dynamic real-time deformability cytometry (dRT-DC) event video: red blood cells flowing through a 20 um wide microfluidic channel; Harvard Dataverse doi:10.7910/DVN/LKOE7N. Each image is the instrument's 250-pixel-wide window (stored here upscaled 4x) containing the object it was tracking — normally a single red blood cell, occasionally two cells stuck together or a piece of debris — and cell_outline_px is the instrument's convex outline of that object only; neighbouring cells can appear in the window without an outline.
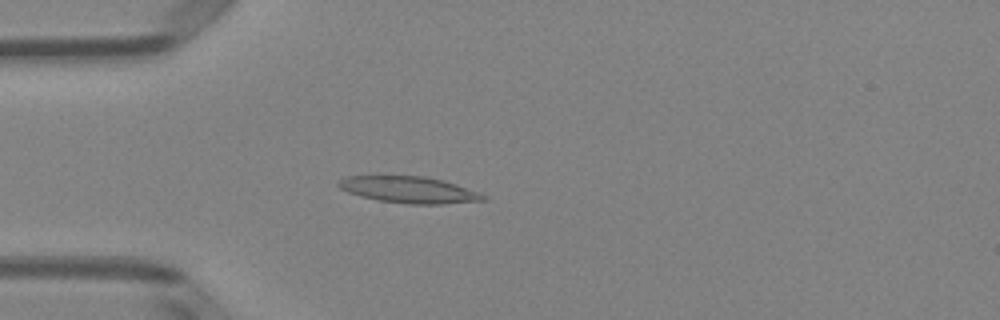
{"species": "Egyptian fruit bat (a non-hibernating species)", "species_latin": "Rousettus aegyptiacus", "temperature_condition": "room temperature", "stored_images_in_passage": 51, "camera_frame_rate_fps": 3000, "um_per_image_px": 0.085, "animal": {"sex": "female"}, "frame": {"image": 1, "passage_image": 14, "time_ms": 4.333, "image_size_px": [1000, 320], "cell_outline_px": [[488, 200], [444, 204], [408, 204], [380, 200], [360, 196], [348, 192], [340, 188], [336, 184], [336, 180], [348, 176], [380, 172], [384, 172], [424, 176], [444, 180], [456, 184], [488, 196]], "centroid_in_image_um": [34.67, 16.07], "position_along_channel_um": 50.3, "area_um2": 23.58}}
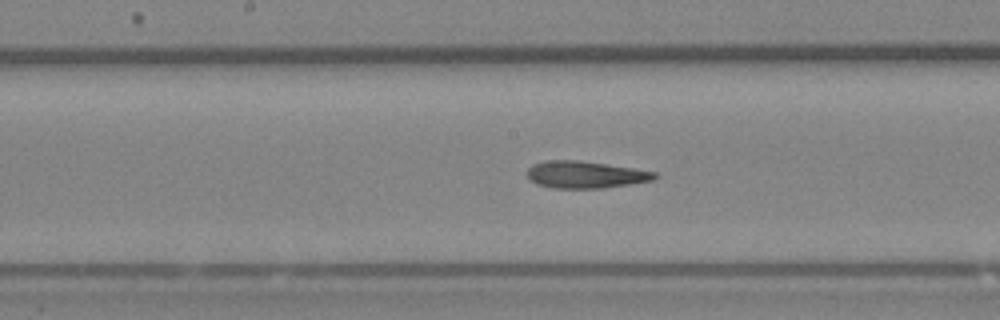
{"frame": {"image": 2, "passage_image": 26, "time_ms": 8.333, "image_size_px": [1000, 320], "cell_outline_px": [[660, 176], [652, 180], [604, 188], [552, 188], [536, 184], [528, 180], [528, 168], [532, 164], [544, 160], [580, 160], [636, 168], [656, 172]], "centroid_in_image_um": [49.74, 14.83], "position_along_channel_um": 198.5, "area_um2": 20.35}}
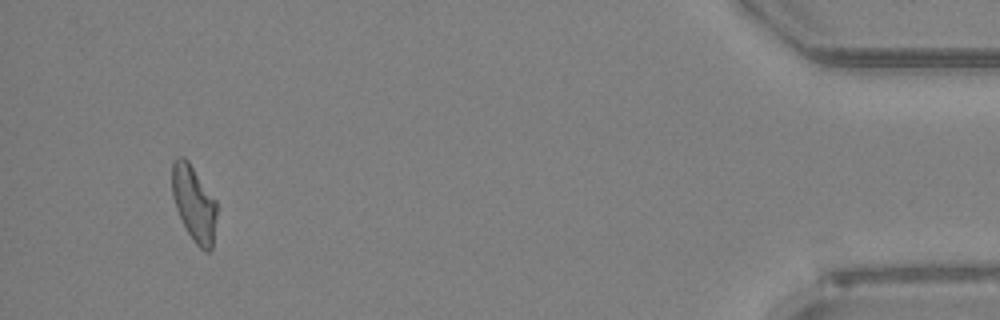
{"frame": {"image": 3, "passage_image": 48, "time_ms": 15.667, "image_size_px": [1000, 320], "cell_outline_px": [[216, 216], [212, 248], [208, 252], [204, 252], [192, 240], [176, 208], [172, 196], [172, 164], [176, 156], [184, 156], [188, 160], [216, 200]], "centroid_in_image_um": [16.48, 17.27], "position_along_channel_um": 418.7, "area_um2": 19.65}, "authors_computed_cell_mechanics": {"area_um2": 20.519, "velocity_mm_per_s": 3.9886, "shape_relaxation_time_tau1_ms": 8.438, "shape_relaxation_time_tau2_ms": 3.0801, "deformation_change_tau1": 0.2341, "deformation_change_tau2": 0.1421}}